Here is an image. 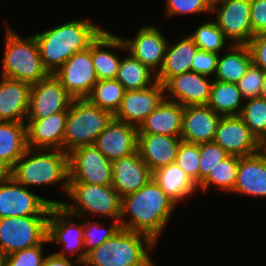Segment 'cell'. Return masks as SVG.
I'll use <instances>...</instances> for the list:
<instances>
[{
    "instance_id": "4dcf8cb0",
    "label": "cell",
    "mask_w": 266,
    "mask_h": 266,
    "mask_svg": "<svg viewBox=\"0 0 266 266\" xmlns=\"http://www.w3.org/2000/svg\"><path fill=\"white\" fill-rule=\"evenodd\" d=\"M25 123L0 121V158L10 169L28 148Z\"/></svg>"
},
{
    "instance_id": "ee69618b",
    "label": "cell",
    "mask_w": 266,
    "mask_h": 266,
    "mask_svg": "<svg viewBox=\"0 0 266 266\" xmlns=\"http://www.w3.org/2000/svg\"><path fill=\"white\" fill-rule=\"evenodd\" d=\"M219 54L204 50H198L193 58L191 71L204 76L214 77Z\"/></svg>"
},
{
    "instance_id": "5b68a950",
    "label": "cell",
    "mask_w": 266,
    "mask_h": 266,
    "mask_svg": "<svg viewBox=\"0 0 266 266\" xmlns=\"http://www.w3.org/2000/svg\"><path fill=\"white\" fill-rule=\"evenodd\" d=\"M5 36L1 76L34 84L49 75L34 35L24 39L7 26Z\"/></svg>"
},
{
    "instance_id": "277c9868",
    "label": "cell",
    "mask_w": 266,
    "mask_h": 266,
    "mask_svg": "<svg viewBox=\"0 0 266 266\" xmlns=\"http://www.w3.org/2000/svg\"><path fill=\"white\" fill-rule=\"evenodd\" d=\"M27 148L11 168V176L25 187L50 185L62 182L66 193L69 188V154L61 150ZM44 151V152H43Z\"/></svg>"
},
{
    "instance_id": "ba28073f",
    "label": "cell",
    "mask_w": 266,
    "mask_h": 266,
    "mask_svg": "<svg viewBox=\"0 0 266 266\" xmlns=\"http://www.w3.org/2000/svg\"><path fill=\"white\" fill-rule=\"evenodd\" d=\"M49 216L0 218V251L7 256L42 244L47 239Z\"/></svg>"
},
{
    "instance_id": "8fae6325",
    "label": "cell",
    "mask_w": 266,
    "mask_h": 266,
    "mask_svg": "<svg viewBox=\"0 0 266 266\" xmlns=\"http://www.w3.org/2000/svg\"><path fill=\"white\" fill-rule=\"evenodd\" d=\"M73 100L61 81L54 74H49L46 78L31 84L26 120L45 119L53 113L68 111Z\"/></svg>"
},
{
    "instance_id": "ffe728a7",
    "label": "cell",
    "mask_w": 266,
    "mask_h": 266,
    "mask_svg": "<svg viewBox=\"0 0 266 266\" xmlns=\"http://www.w3.org/2000/svg\"><path fill=\"white\" fill-rule=\"evenodd\" d=\"M68 111L56 112L45 119L26 120L27 147L63 151ZM36 148V149H35Z\"/></svg>"
},
{
    "instance_id": "3957f363",
    "label": "cell",
    "mask_w": 266,
    "mask_h": 266,
    "mask_svg": "<svg viewBox=\"0 0 266 266\" xmlns=\"http://www.w3.org/2000/svg\"><path fill=\"white\" fill-rule=\"evenodd\" d=\"M156 243L147 235L121 228L90 251L84 266H155L148 252Z\"/></svg>"
},
{
    "instance_id": "d4e9b609",
    "label": "cell",
    "mask_w": 266,
    "mask_h": 266,
    "mask_svg": "<svg viewBox=\"0 0 266 266\" xmlns=\"http://www.w3.org/2000/svg\"><path fill=\"white\" fill-rule=\"evenodd\" d=\"M233 193L266 197V154L262 150L239 157L238 175Z\"/></svg>"
},
{
    "instance_id": "60d3db41",
    "label": "cell",
    "mask_w": 266,
    "mask_h": 266,
    "mask_svg": "<svg viewBox=\"0 0 266 266\" xmlns=\"http://www.w3.org/2000/svg\"><path fill=\"white\" fill-rule=\"evenodd\" d=\"M228 156L229 154L214 141L200 144L199 184L210 170Z\"/></svg>"
},
{
    "instance_id": "83f0119b",
    "label": "cell",
    "mask_w": 266,
    "mask_h": 266,
    "mask_svg": "<svg viewBox=\"0 0 266 266\" xmlns=\"http://www.w3.org/2000/svg\"><path fill=\"white\" fill-rule=\"evenodd\" d=\"M199 50L189 37L181 39L175 45H167L161 69L156 74V80L164 85L170 78L191 71V65Z\"/></svg>"
},
{
    "instance_id": "30bf717a",
    "label": "cell",
    "mask_w": 266,
    "mask_h": 266,
    "mask_svg": "<svg viewBox=\"0 0 266 266\" xmlns=\"http://www.w3.org/2000/svg\"><path fill=\"white\" fill-rule=\"evenodd\" d=\"M69 183L112 185V161L94 145L69 153Z\"/></svg>"
},
{
    "instance_id": "ab89813d",
    "label": "cell",
    "mask_w": 266,
    "mask_h": 266,
    "mask_svg": "<svg viewBox=\"0 0 266 266\" xmlns=\"http://www.w3.org/2000/svg\"><path fill=\"white\" fill-rule=\"evenodd\" d=\"M265 78V71L252 62L246 73L236 83L243 98L247 100L260 97Z\"/></svg>"
},
{
    "instance_id": "7bdbcfd3",
    "label": "cell",
    "mask_w": 266,
    "mask_h": 266,
    "mask_svg": "<svg viewBox=\"0 0 266 266\" xmlns=\"http://www.w3.org/2000/svg\"><path fill=\"white\" fill-rule=\"evenodd\" d=\"M211 7L206 0H166V15L209 13Z\"/></svg>"
},
{
    "instance_id": "ac0fdd59",
    "label": "cell",
    "mask_w": 266,
    "mask_h": 266,
    "mask_svg": "<svg viewBox=\"0 0 266 266\" xmlns=\"http://www.w3.org/2000/svg\"><path fill=\"white\" fill-rule=\"evenodd\" d=\"M127 51L155 74L161 69L168 41L153 25L142 26L132 39L123 38ZM159 68V69H158Z\"/></svg>"
},
{
    "instance_id": "d590c367",
    "label": "cell",
    "mask_w": 266,
    "mask_h": 266,
    "mask_svg": "<svg viewBox=\"0 0 266 266\" xmlns=\"http://www.w3.org/2000/svg\"><path fill=\"white\" fill-rule=\"evenodd\" d=\"M239 116L257 139L262 142L266 137V99L261 97L247 99Z\"/></svg>"
},
{
    "instance_id": "e0dca14e",
    "label": "cell",
    "mask_w": 266,
    "mask_h": 266,
    "mask_svg": "<svg viewBox=\"0 0 266 266\" xmlns=\"http://www.w3.org/2000/svg\"><path fill=\"white\" fill-rule=\"evenodd\" d=\"M137 144L138 127L113 117L93 145L110 161H114L136 152Z\"/></svg>"
},
{
    "instance_id": "c3c4849f",
    "label": "cell",
    "mask_w": 266,
    "mask_h": 266,
    "mask_svg": "<svg viewBox=\"0 0 266 266\" xmlns=\"http://www.w3.org/2000/svg\"><path fill=\"white\" fill-rule=\"evenodd\" d=\"M11 176V169L6 163L0 158V179Z\"/></svg>"
},
{
    "instance_id": "f5cc1de1",
    "label": "cell",
    "mask_w": 266,
    "mask_h": 266,
    "mask_svg": "<svg viewBox=\"0 0 266 266\" xmlns=\"http://www.w3.org/2000/svg\"><path fill=\"white\" fill-rule=\"evenodd\" d=\"M261 150L266 154V137L261 142Z\"/></svg>"
},
{
    "instance_id": "836d02e7",
    "label": "cell",
    "mask_w": 266,
    "mask_h": 266,
    "mask_svg": "<svg viewBox=\"0 0 266 266\" xmlns=\"http://www.w3.org/2000/svg\"><path fill=\"white\" fill-rule=\"evenodd\" d=\"M125 92V88L116 79H103L95 83L86 99L114 116Z\"/></svg>"
},
{
    "instance_id": "bcb514c9",
    "label": "cell",
    "mask_w": 266,
    "mask_h": 266,
    "mask_svg": "<svg viewBox=\"0 0 266 266\" xmlns=\"http://www.w3.org/2000/svg\"><path fill=\"white\" fill-rule=\"evenodd\" d=\"M252 62L266 73V33L254 35L249 43Z\"/></svg>"
},
{
    "instance_id": "5bb4252c",
    "label": "cell",
    "mask_w": 266,
    "mask_h": 266,
    "mask_svg": "<svg viewBox=\"0 0 266 266\" xmlns=\"http://www.w3.org/2000/svg\"><path fill=\"white\" fill-rule=\"evenodd\" d=\"M214 142L229 155L248 156L261 150V142L239 115L222 116Z\"/></svg>"
},
{
    "instance_id": "d6a6232c",
    "label": "cell",
    "mask_w": 266,
    "mask_h": 266,
    "mask_svg": "<svg viewBox=\"0 0 266 266\" xmlns=\"http://www.w3.org/2000/svg\"><path fill=\"white\" fill-rule=\"evenodd\" d=\"M151 71L129 53L121 60L115 79L126 91L145 89L157 82L156 74Z\"/></svg>"
},
{
    "instance_id": "74e56055",
    "label": "cell",
    "mask_w": 266,
    "mask_h": 266,
    "mask_svg": "<svg viewBox=\"0 0 266 266\" xmlns=\"http://www.w3.org/2000/svg\"><path fill=\"white\" fill-rule=\"evenodd\" d=\"M200 144L181 141L175 163L199 185Z\"/></svg>"
},
{
    "instance_id": "d6986e66",
    "label": "cell",
    "mask_w": 266,
    "mask_h": 266,
    "mask_svg": "<svg viewBox=\"0 0 266 266\" xmlns=\"http://www.w3.org/2000/svg\"><path fill=\"white\" fill-rule=\"evenodd\" d=\"M206 77L190 71L170 78L164 84L165 99L183 106L207 105L213 80Z\"/></svg>"
},
{
    "instance_id": "9c48e42d",
    "label": "cell",
    "mask_w": 266,
    "mask_h": 266,
    "mask_svg": "<svg viewBox=\"0 0 266 266\" xmlns=\"http://www.w3.org/2000/svg\"><path fill=\"white\" fill-rule=\"evenodd\" d=\"M62 203L34 194L12 176L0 179V218L49 216L51 207Z\"/></svg>"
},
{
    "instance_id": "603a6c76",
    "label": "cell",
    "mask_w": 266,
    "mask_h": 266,
    "mask_svg": "<svg viewBox=\"0 0 266 266\" xmlns=\"http://www.w3.org/2000/svg\"><path fill=\"white\" fill-rule=\"evenodd\" d=\"M181 137L163 134H138L137 150L151 172L176 161Z\"/></svg>"
},
{
    "instance_id": "f6af8a7d",
    "label": "cell",
    "mask_w": 266,
    "mask_h": 266,
    "mask_svg": "<svg viewBox=\"0 0 266 266\" xmlns=\"http://www.w3.org/2000/svg\"><path fill=\"white\" fill-rule=\"evenodd\" d=\"M252 37L266 33V0H250Z\"/></svg>"
},
{
    "instance_id": "8992f818",
    "label": "cell",
    "mask_w": 266,
    "mask_h": 266,
    "mask_svg": "<svg viewBox=\"0 0 266 266\" xmlns=\"http://www.w3.org/2000/svg\"><path fill=\"white\" fill-rule=\"evenodd\" d=\"M113 117L86 98L74 99L68 109L63 151L69 154L76 148L93 145Z\"/></svg>"
},
{
    "instance_id": "484cf974",
    "label": "cell",
    "mask_w": 266,
    "mask_h": 266,
    "mask_svg": "<svg viewBox=\"0 0 266 266\" xmlns=\"http://www.w3.org/2000/svg\"><path fill=\"white\" fill-rule=\"evenodd\" d=\"M184 106L163 99L156 109L140 124L138 134H163L181 137Z\"/></svg>"
},
{
    "instance_id": "8d00e7d4",
    "label": "cell",
    "mask_w": 266,
    "mask_h": 266,
    "mask_svg": "<svg viewBox=\"0 0 266 266\" xmlns=\"http://www.w3.org/2000/svg\"><path fill=\"white\" fill-rule=\"evenodd\" d=\"M189 37L200 50L217 54L224 48L227 39L215 21L201 24Z\"/></svg>"
},
{
    "instance_id": "2e32d148",
    "label": "cell",
    "mask_w": 266,
    "mask_h": 266,
    "mask_svg": "<svg viewBox=\"0 0 266 266\" xmlns=\"http://www.w3.org/2000/svg\"><path fill=\"white\" fill-rule=\"evenodd\" d=\"M164 98V85L158 81L145 89L126 91L114 118L139 127Z\"/></svg>"
},
{
    "instance_id": "f35d334b",
    "label": "cell",
    "mask_w": 266,
    "mask_h": 266,
    "mask_svg": "<svg viewBox=\"0 0 266 266\" xmlns=\"http://www.w3.org/2000/svg\"><path fill=\"white\" fill-rule=\"evenodd\" d=\"M104 224H100V222H91L85 221L83 222V230H84V252L88 254L90 251L100 246L103 242L110 239L117 231L121 229L120 221L113 220V223L109 225V227L104 230ZM103 230V231H101ZM101 232V233H97ZM104 232V233H102ZM99 234V235H98Z\"/></svg>"
},
{
    "instance_id": "6da1fadb",
    "label": "cell",
    "mask_w": 266,
    "mask_h": 266,
    "mask_svg": "<svg viewBox=\"0 0 266 266\" xmlns=\"http://www.w3.org/2000/svg\"><path fill=\"white\" fill-rule=\"evenodd\" d=\"M176 204L151 179L138 191L121 198V228L149 236L157 243Z\"/></svg>"
},
{
    "instance_id": "7a4b0ae2",
    "label": "cell",
    "mask_w": 266,
    "mask_h": 266,
    "mask_svg": "<svg viewBox=\"0 0 266 266\" xmlns=\"http://www.w3.org/2000/svg\"><path fill=\"white\" fill-rule=\"evenodd\" d=\"M102 31L92 22L79 19L34 34L43 66L54 74L73 54L87 49Z\"/></svg>"
},
{
    "instance_id": "7dc6e473",
    "label": "cell",
    "mask_w": 266,
    "mask_h": 266,
    "mask_svg": "<svg viewBox=\"0 0 266 266\" xmlns=\"http://www.w3.org/2000/svg\"><path fill=\"white\" fill-rule=\"evenodd\" d=\"M42 266H73V265L70 259L66 257V254H64V252H54L51 255H48L44 258Z\"/></svg>"
},
{
    "instance_id": "7c38bea8",
    "label": "cell",
    "mask_w": 266,
    "mask_h": 266,
    "mask_svg": "<svg viewBox=\"0 0 266 266\" xmlns=\"http://www.w3.org/2000/svg\"><path fill=\"white\" fill-rule=\"evenodd\" d=\"M54 75L74 99L86 98L98 81L91 58V44L73 54Z\"/></svg>"
},
{
    "instance_id": "f546056e",
    "label": "cell",
    "mask_w": 266,
    "mask_h": 266,
    "mask_svg": "<svg viewBox=\"0 0 266 266\" xmlns=\"http://www.w3.org/2000/svg\"><path fill=\"white\" fill-rule=\"evenodd\" d=\"M232 51L218 56L214 80L237 83L252 63V55L247 44H231Z\"/></svg>"
},
{
    "instance_id": "e575fe53",
    "label": "cell",
    "mask_w": 266,
    "mask_h": 266,
    "mask_svg": "<svg viewBox=\"0 0 266 266\" xmlns=\"http://www.w3.org/2000/svg\"><path fill=\"white\" fill-rule=\"evenodd\" d=\"M238 166L239 156L229 155L219 162L213 170H210L198 185V189L200 188L205 192L210 185H216L219 189L232 193L237 181Z\"/></svg>"
},
{
    "instance_id": "4316f807",
    "label": "cell",
    "mask_w": 266,
    "mask_h": 266,
    "mask_svg": "<svg viewBox=\"0 0 266 266\" xmlns=\"http://www.w3.org/2000/svg\"><path fill=\"white\" fill-rule=\"evenodd\" d=\"M103 48L127 50L122 37L102 31L91 43V58L93 61L97 80L115 79L122 59L114 52Z\"/></svg>"
},
{
    "instance_id": "4fadbf2b",
    "label": "cell",
    "mask_w": 266,
    "mask_h": 266,
    "mask_svg": "<svg viewBox=\"0 0 266 266\" xmlns=\"http://www.w3.org/2000/svg\"><path fill=\"white\" fill-rule=\"evenodd\" d=\"M215 22L232 44H248L252 38L250 0H224L212 7Z\"/></svg>"
},
{
    "instance_id": "9a60e30c",
    "label": "cell",
    "mask_w": 266,
    "mask_h": 266,
    "mask_svg": "<svg viewBox=\"0 0 266 266\" xmlns=\"http://www.w3.org/2000/svg\"><path fill=\"white\" fill-rule=\"evenodd\" d=\"M70 214L63 206L53 205L49 212L47 221V240L48 242H60L64 245L63 251L77 254L75 263L83 264L86 253L84 252V230L82 225L70 221ZM67 218V219H66ZM80 249L82 250L81 252Z\"/></svg>"
},
{
    "instance_id": "cb8c5ba5",
    "label": "cell",
    "mask_w": 266,
    "mask_h": 266,
    "mask_svg": "<svg viewBox=\"0 0 266 266\" xmlns=\"http://www.w3.org/2000/svg\"><path fill=\"white\" fill-rule=\"evenodd\" d=\"M0 121L26 122L31 84L1 76Z\"/></svg>"
},
{
    "instance_id": "816d5d0a",
    "label": "cell",
    "mask_w": 266,
    "mask_h": 266,
    "mask_svg": "<svg viewBox=\"0 0 266 266\" xmlns=\"http://www.w3.org/2000/svg\"><path fill=\"white\" fill-rule=\"evenodd\" d=\"M260 97L263 99H266V78H265V81L263 83L262 93H261Z\"/></svg>"
},
{
    "instance_id": "f1b7e54d",
    "label": "cell",
    "mask_w": 266,
    "mask_h": 266,
    "mask_svg": "<svg viewBox=\"0 0 266 266\" xmlns=\"http://www.w3.org/2000/svg\"><path fill=\"white\" fill-rule=\"evenodd\" d=\"M152 179L176 205L198 190V186L176 163L155 170Z\"/></svg>"
},
{
    "instance_id": "7402d4cb",
    "label": "cell",
    "mask_w": 266,
    "mask_h": 266,
    "mask_svg": "<svg viewBox=\"0 0 266 266\" xmlns=\"http://www.w3.org/2000/svg\"><path fill=\"white\" fill-rule=\"evenodd\" d=\"M221 117L207 105L184 106L181 139L195 144L213 142Z\"/></svg>"
},
{
    "instance_id": "f907efd6",
    "label": "cell",
    "mask_w": 266,
    "mask_h": 266,
    "mask_svg": "<svg viewBox=\"0 0 266 266\" xmlns=\"http://www.w3.org/2000/svg\"><path fill=\"white\" fill-rule=\"evenodd\" d=\"M207 3L210 5V7L212 8L213 6H215L216 4L223 2L224 0H206Z\"/></svg>"
},
{
    "instance_id": "b9f144b4",
    "label": "cell",
    "mask_w": 266,
    "mask_h": 266,
    "mask_svg": "<svg viewBox=\"0 0 266 266\" xmlns=\"http://www.w3.org/2000/svg\"><path fill=\"white\" fill-rule=\"evenodd\" d=\"M46 243H48L47 239L40 245L8 255L6 258V266H42L45 258L42 256L43 244Z\"/></svg>"
},
{
    "instance_id": "52a82bcc",
    "label": "cell",
    "mask_w": 266,
    "mask_h": 266,
    "mask_svg": "<svg viewBox=\"0 0 266 266\" xmlns=\"http://www.w3.org/2000/svg\"><path fill=\"white\" fill-rule=\"evenodd\" d=\"M67 194L72 203L63 202L61 206L72 214L71 217L81 218L88 213L120 221L121 197L112 185L69 183Z\"/></svg>"
},
{
    "instance_id": "44dd1931",
    "label": "cell",
    "mask_w": 266,
    "mask_h": 266,
    "mask_svg": "<svg viewBox=\"0 0 266 266\" xmlns=\"http://www.w3.org/2000/svg\"><path fill=\"white\" fill-rule=\"evenodd\" d=\"M152 179V172L138 150L112 161V187L124 197L138 191Z\"/></svg>"
},
{
    "instance_id": "1f68e13d",
    "label": "cell",
    "mask_w": 266,
    "mask_h": 266,
    "mask_svg": "<svg viewBox=\"0 0 266 266\" xmlns=\"http://www.w3.org/2000/svg\"><path fill=\"white\" fill-rule=\"evenodd\" d=\"M243 99L236 83L213 80L207 106L221 116L239 115Z\"/></svg>"
},
{
    "instance_id": "681fc988",
    "label": "cell",
    "mask_w": 266,
    "mask_h": 266,
    "mask_svg": "<svg viewBox=\"0 0 266 266\" xmlns=\"http://www.w3.org/2000/svg\"><path fill=\"white\" fill-rule=\"evenodd\" d=\"M7 255L0 251V266H6Z\"/></svg>"
}]
</instances>
